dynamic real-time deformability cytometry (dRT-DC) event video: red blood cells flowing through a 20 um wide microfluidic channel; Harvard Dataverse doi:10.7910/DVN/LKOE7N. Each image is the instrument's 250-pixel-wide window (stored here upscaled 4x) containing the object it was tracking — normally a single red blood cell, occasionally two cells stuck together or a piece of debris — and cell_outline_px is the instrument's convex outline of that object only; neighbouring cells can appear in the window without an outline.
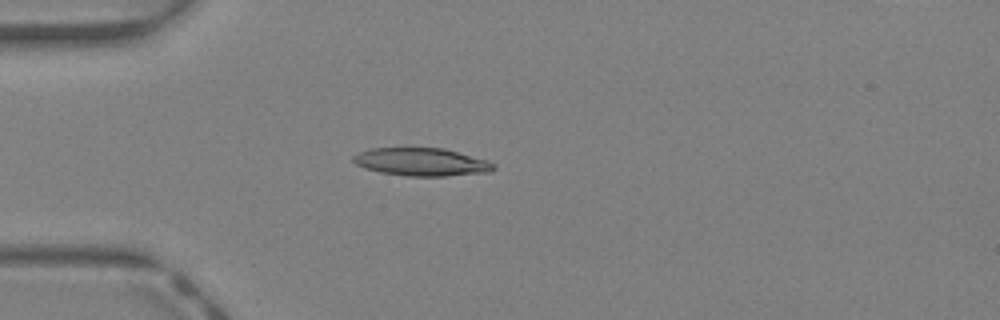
{"species": "Egyptian fruit bat (a non-hibernating species)", "species_latin": "Rousettus aegyptiacus", "temperature_condition": "warm", "stored_images_in_passage": 35, "camera_frame_rate_fps": 3000, "um_per_image_px": 0.085, "animal": {"sex": "female"}, "frame": {"image": 1, "passage_image": 4, "time_ms": 1.0, "image_size_px": [1000, 320], "cell_outline_px": [[496, 168], [492, 172], [448, 176], [408, 176], [380, 172], [364, 168], [356, 164], [352, 160], [352, 156], [360, 152], [372, 148], [444, 148], [488, 160], [496, 164]], "centroid_in_image_um": [35.87, 13.77], "position_along_channel_um": 49.1, "area_um2": 23.0}}
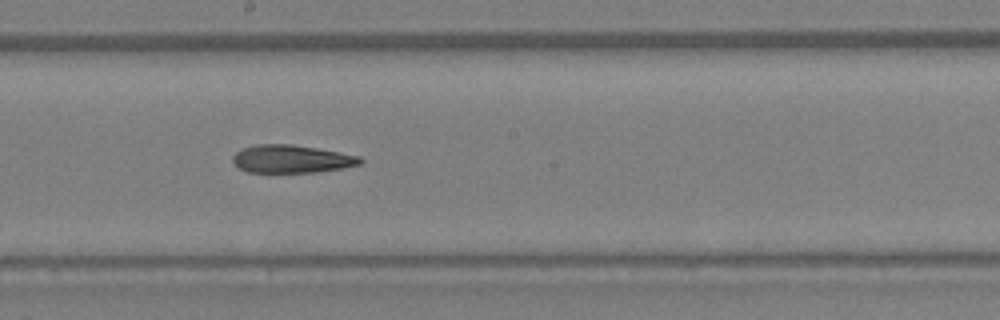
{"frame": {"image": 2, "passage_image": 16, "time_ms": 5.0, "image_size_px": [1000, 320], "cell_outline_px": [[364, 160], [360, 164], [340, 168], [316, 172], [248, 172], [240, 168], [232, 160], [232, 156], [236, 152], [244, 148], [256, 144], [292, 144], [316, 148], [360, 156]], "centroid_in_image_um": [24.77, 13.5], "position_along_channel_um": 223.4, "area_um2": 20.52}}
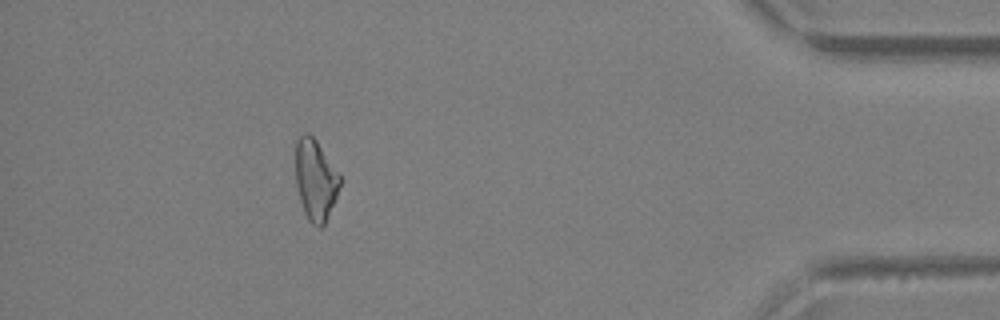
{"frame": {"image": 3, "passage_image": 31, "time_ms": 10.0, "image_size_px": [1000, 320], "cell_outline_px": [[340, 184], [336, 196], [324, 224], [320, 228], [312, 224], [308, 220], [304, 212], [300, 200], [296, 184], [296, 140], [304, 132], [308, 132], [316, 140], [340, 172]], "centroid_in_image_um": [26.81, 15.26], "position_along_channel_um": 408.4, "area_um2": 20.87}}